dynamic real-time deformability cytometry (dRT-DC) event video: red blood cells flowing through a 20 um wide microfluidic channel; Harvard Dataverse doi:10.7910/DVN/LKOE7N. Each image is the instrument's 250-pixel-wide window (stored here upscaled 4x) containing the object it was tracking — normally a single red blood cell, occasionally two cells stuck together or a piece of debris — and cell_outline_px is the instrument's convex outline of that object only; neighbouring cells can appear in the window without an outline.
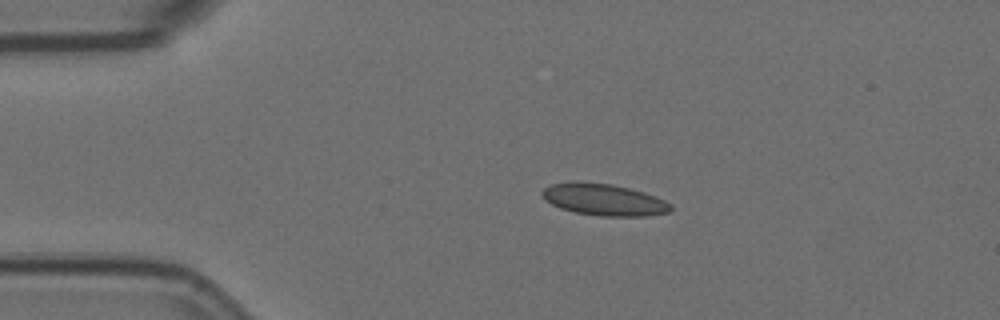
{"species": "Egyptian fruit bat (a non-hibernating species)", "species_latin": "Rousettus aegyptiacus", "temperature_condition": "room temperature", "stored_images_in_passage": 9, "camera_frame_rate_fps": 3000, "um_per_image_px": 0.085, "animal": {"sex": "female"}, "frame": {"image": 1, "passage_image": 1, "time_ms": 0.0, "image_size_px": [1000, 320], "cell_outline_px": [[672, 208], [668, 212], [648, 216], [600, 216], [576, 212], [560, 208], [544, 200], [540, 192], [544, 188], [552, 184], [612, 184], [644, 192], [656, 196], [672, 204]], "centroid_in_image_um": [51.39, 17.01], "position_along_channel_um": 33.6, "area_um2": 23.12}}
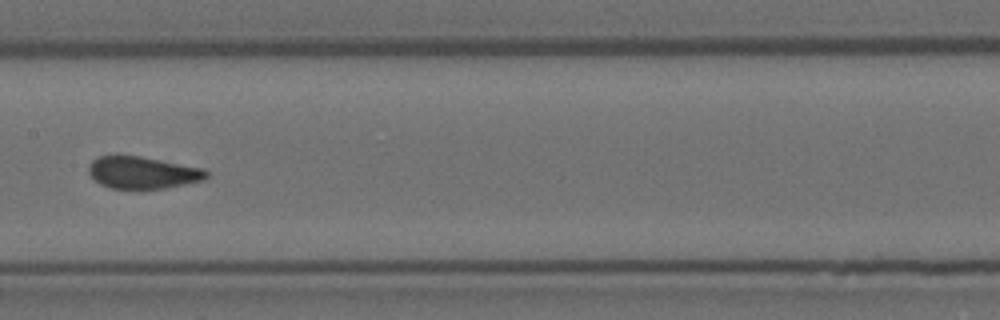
{"frame": {"image": 2, "passage_image": 6, "time_ms": 1.667, "image_size_px": [1000, 320], "cell_outline_px": [[208, 176], [204, 180], [164, 188], [112, 188], [100, 184], [88, 172], [88, 164], [92, 160], [100, 156], [140, 156], [204, 168], [208, 172]], "centroid_in_image_um": [12.14, 14.66], "position_along_channel_um": 195.3, "area_um2": 21.79}}
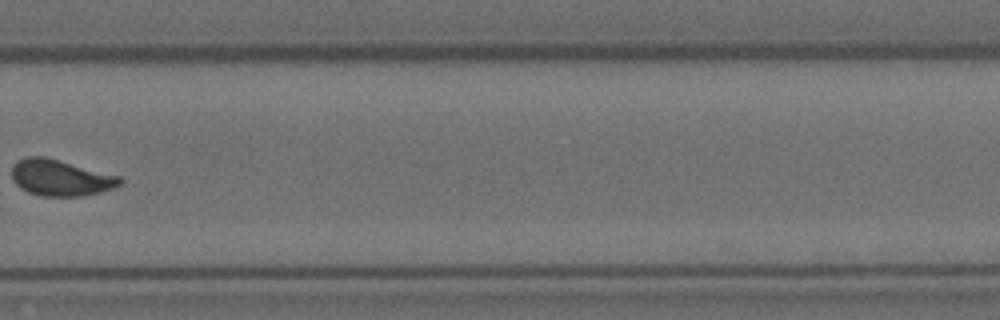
{"frame": {"image": 3, "passage_image": 9, "time_ms": 2.667, "image_size_px": [1000, 320], "cell_outline_px": [[124, 180], [120, 184], [112, 188], [100, 192], [84, 196], [40, 196], [28, 192], [20, 188], [12, 180], [12, 164], [16, 160], [28, 156], [44, 156], [120, 176]], "centroid_in_image_um": [5.11, 15.11], "position_along_channel_um": 324.7, "area_um2": 22.95}}